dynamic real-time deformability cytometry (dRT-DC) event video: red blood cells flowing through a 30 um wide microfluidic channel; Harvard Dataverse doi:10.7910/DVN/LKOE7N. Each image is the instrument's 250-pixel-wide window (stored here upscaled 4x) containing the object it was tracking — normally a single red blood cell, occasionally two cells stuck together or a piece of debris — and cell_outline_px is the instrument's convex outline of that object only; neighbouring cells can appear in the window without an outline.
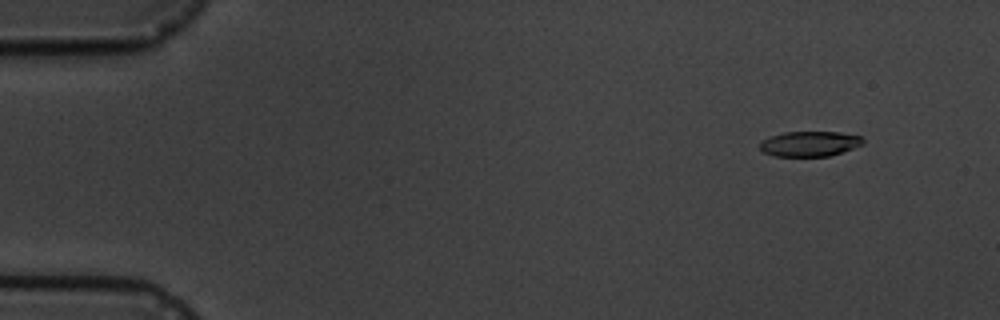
{"species": "common noctule bat (a hibernating species)", "species_latin": "Nyctalus noctula", "temperature_condition": "cold", "stored_images_in_passage": 5, "camera_frame_rate_fps": 3000, "um_per_image_px": 0.085, "animal": {"sex": "male", "body_mass_g": 19.5, "forearm_length_mm": 54.6}, "frame": {"image": 1, "passage_image": 2, "time_ms": 1.0, "image_size_px": [1000, 320], "cell_outline_px": [[864, 144], [828, 156], [772, 156], [764, 152], [760, 148], [760, 144], [768, 136], [784, 132], [840, 132], [860, 136], [864, 140]], "centroid_in_image_um": [68.81, 12.21], "position_along_channel_um": 16.2, "area_um2": 15.03}}
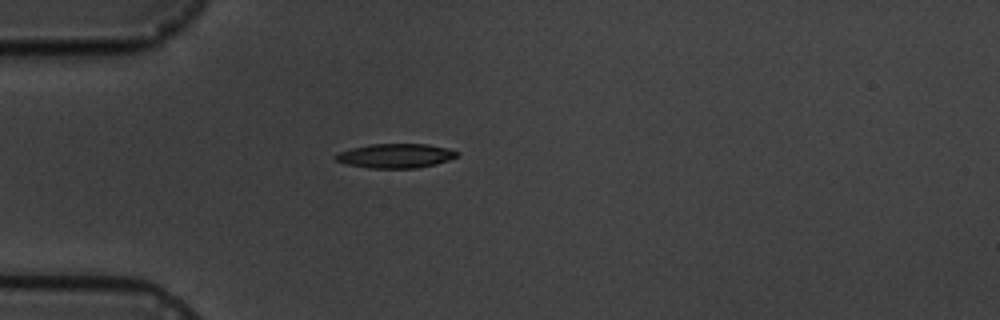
{"frame": {"image": 2, "passage_image": 5, "time_ms": 4.667, "image_size_px": [1000, 320], "cell_outline_px": [[460, 152], [456, 156], [448, 160], [436, 164], [416, 168], [368, 168], [348, 164], [336, 160], [332, 156], [336, 152], [352, 148], [372, 144], [428, 144], [448, 148]], "centroid_in_image_um": [33.6, 13.24], "position_along_channel_um": 51.4, "area_um2": 17.22}}